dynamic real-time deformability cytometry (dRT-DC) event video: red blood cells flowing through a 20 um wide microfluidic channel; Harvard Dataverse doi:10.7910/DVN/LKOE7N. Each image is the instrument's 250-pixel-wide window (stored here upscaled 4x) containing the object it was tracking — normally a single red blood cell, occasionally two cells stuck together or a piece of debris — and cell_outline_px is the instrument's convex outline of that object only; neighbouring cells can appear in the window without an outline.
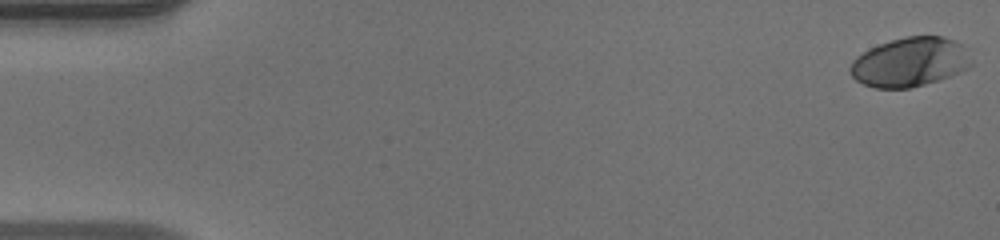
{"species": "human", "species_latin": "Homo sapiens", "temperature_condition": "warm", "stored_images_in_passage": 50, "camera_frame_rate_fps": 3000, "um_per_image_px": 0.085, "donor": {"sex": "male"}, "frame": {"image": 1, "passage_image": 1, "time_ms": 0.0, "image_size_px": [1000, 240], "cell_outline_px": [[972, 64], [968, 68], [948, 76], [924, 84], [908, 88], [876, 88], [864, 84], [856, 80], [852, 76], [848, 68], [852, 60], [856, 56], [880, 44], [904, 36], [940, 36], [952, 40], [960, 44]], "centroid_in_image_um": [77.28, 5.28], "position_along_channel_um": 7.7, "area_um2": 34.1}}
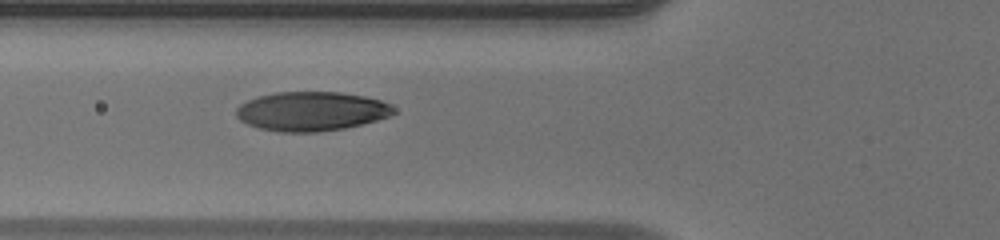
{"frame": {"image": 2, "passage_image": 19, "time_ms": 6.0, "image_size_px": [1000, 240], "cell_outline_px": [[396, 112], [388, 116], [364, 124], [344, 128], [320, 132], [280, 132], [260, 128], [248, 124], [240, 120], [236, 116], [236, 108], [240, 104], [256, 96], [276, 92], [340, 92], [364, 96], [380, 100], [388, 104]], "centroid_in_image_um": [26.44, 9.46], "position_along_channel_um": 99.4, "area_um2": 35.95}}
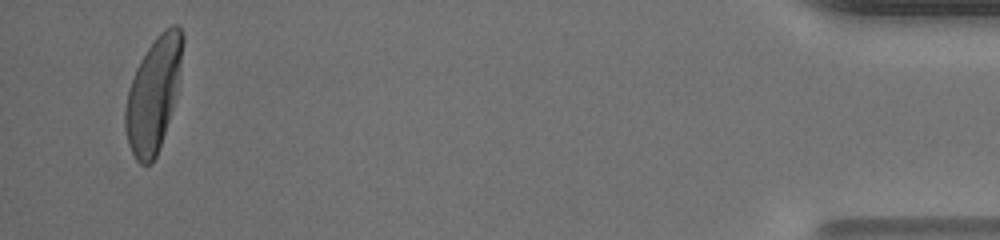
{"frame": {"image": 3, "passage_image": 48, "time_ms": 15.667, "image_size_px": [1000, 240], "cell_outline_px": [[184, 40], [180, 64], [172, 108], [160, 148], [152, 164], [140, 164], [136, 160], [128, 144], [124, 128], [124, 108], [128, 92], [136, 68], [140, 60], [156, 36], [160, 32], [172, 24], [176, 24], [184, 32]], "centroid_in_image_um": [13.02, 8.03], "position_along_channel_um": 422.2, "area_um2": 37.57}, "authors_computed_cell_mechanics": {"area_um2": 36.3273, "velocity_mm_per_s": 4.1624, "shape_relaxation_time_tau1_ms": 2.93, "shape_relaxation_time_tau2_ms": null, "deformation_change_tau1": 0.1842, "deformation_change_tau2": null}}